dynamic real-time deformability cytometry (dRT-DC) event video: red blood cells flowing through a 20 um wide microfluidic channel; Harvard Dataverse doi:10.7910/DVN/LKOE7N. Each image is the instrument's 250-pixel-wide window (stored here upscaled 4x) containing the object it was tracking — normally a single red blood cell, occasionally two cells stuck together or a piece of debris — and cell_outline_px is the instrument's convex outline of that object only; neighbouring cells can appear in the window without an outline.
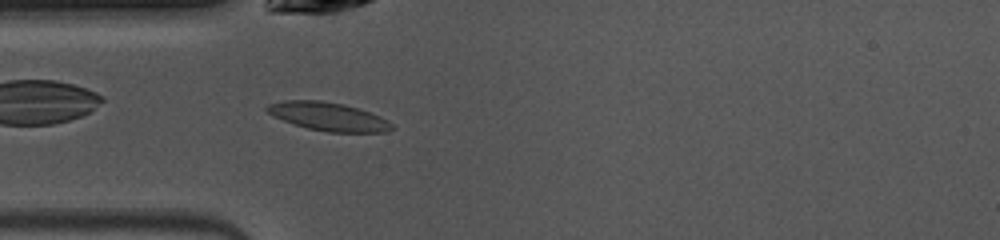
{"species": "common noctule bat (a hibernating species)", "species_latin": "Nyctalus noctula", "temperature_condition": "warm", "stored_images_in_passage": 31, "camera_frame_rate_fps": 3000, "um_per_image_px": 0.085, "animal": {"sex": "female", "body_mass_g": 10.0, "forearm_length_mm": 53.1}, "frame": {"image": 1, "passage_image": 2, "time_ms": 0.333, "image_size_px": [1000, 240], "cell_outline_px": [[396, 128], [388, 132], [328, 132], [308, 128], [284, 120], [268, 112], [264, 108], [268, 104], [284, 100], [320, 100], [344, 104], [380, 116], [392, 124]], "centroid_in_image_um": [27.94, 9.9], "position_along_channel_um": 57.1, "area_um2": 20.4}}
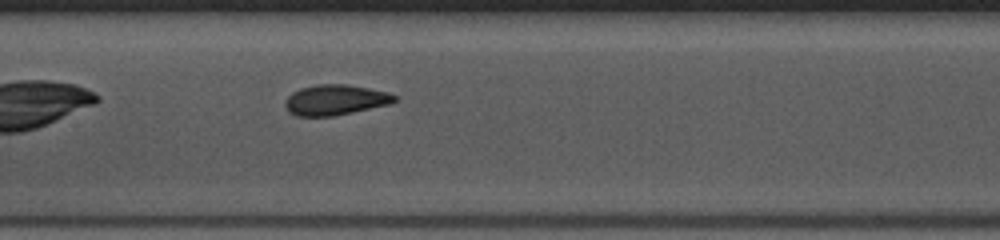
{"frame": {"image": 2, "passage_image": 11, "time_ms": 3.333, "image_size_px": [1000, 240], "cell_outline_px": [[396, 100], [392, 104], [332, 116], [296, 116], [288, 112], [284, 104], [288, 96], [292, 92], [300, 88], [316, 84], [344, 84], [368, 88], [388, 92], [396, 96]], "centroid_in_image_um": [28.48, 8.49], "position_along_channel_um": 178.9, "area_um2": 19.42}}
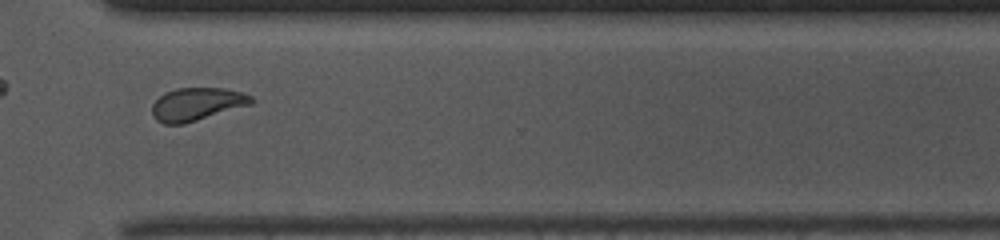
{"frame": {"image": 3, "passage_image": 24, "time_ms": 7.667, "image_size_px": [1000, 240], "cell_outline_px": [[256, 100], [252, 104], [184, 124], [164, 124], [156, 120], [152, 116], [152, 104], [164, 92], [176, 88], [220, 88], [240, 92], [252, 96]], "centroid_in_image_um": [16.71, 8.86], "position_along_channel_um": 353.9, "area_um2": 19.07}, "authors_computed_cell_mechanics": {"area_um2": 19.4208, "velocity_mm_per_s": 4.0481, "shape_relaxation_time_tau1_ms": 2.8628, "shape_relaxation_time_tau2_ms": 1.3928, "deformation_change_tau1": 0.1071, "deformation_change_tau2": 0.0705}}